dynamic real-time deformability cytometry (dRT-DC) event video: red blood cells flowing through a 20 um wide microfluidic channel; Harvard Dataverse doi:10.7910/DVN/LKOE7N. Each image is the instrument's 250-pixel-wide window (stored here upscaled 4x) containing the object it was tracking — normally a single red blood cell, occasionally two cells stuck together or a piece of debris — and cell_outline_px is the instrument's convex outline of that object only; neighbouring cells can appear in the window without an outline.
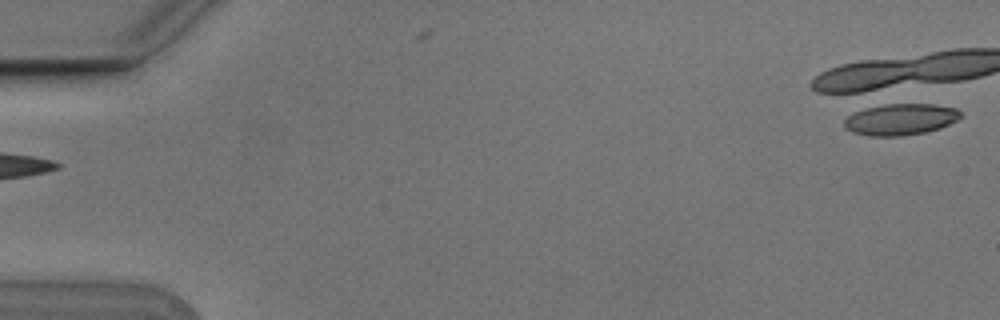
{"species": "Egyptian fruit bat (a non-hibernating species)", "species_latin": "Rousettus aegyptiacus", "temperature_condition": "cold", "stored_images_in_passage": 4, "camera_frame_rate_fps": 3000, "um_per_image_px": 0.085, "animal": {"sex": "male"}, "frame": {"image": 1, "passage_image": 1, "time_ms": 0.0, "image_size_px": [1000, 320], "cell_outline_px": [[960, 116], [956, 120], [940, 128], [924, 132], [900, 136], [868, 136], [852, 132], [844, 124], [844, 120], [848, 116], [856, 112], [876, 104], [932, 104], [956, 108], [960, 112]], "centroid_in_image_um": [76.52, 10.14], "position_along_channel_um": 8.5, "area_um2": 21.1}}